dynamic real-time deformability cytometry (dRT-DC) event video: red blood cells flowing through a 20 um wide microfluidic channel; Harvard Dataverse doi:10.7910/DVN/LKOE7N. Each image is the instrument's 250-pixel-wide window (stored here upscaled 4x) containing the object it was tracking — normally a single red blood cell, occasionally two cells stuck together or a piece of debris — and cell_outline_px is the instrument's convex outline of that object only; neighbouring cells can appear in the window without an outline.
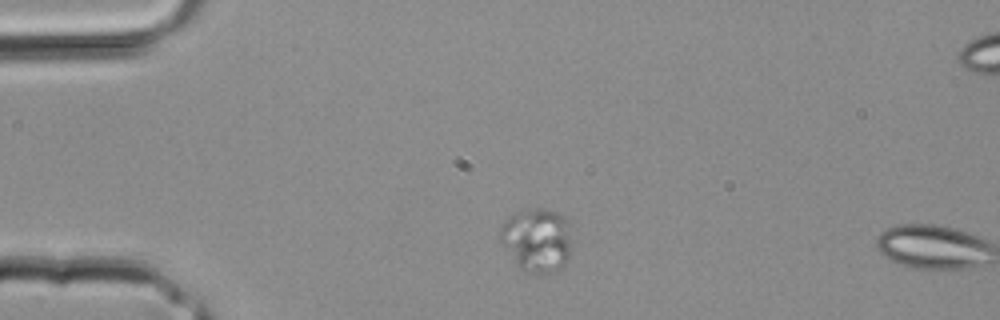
{"species": "common noctule bat (a hibernating species)", "species_latin": "Nyctalus noctula", "temperature_condition": "room temperature", "stored_images_in_passage": 2, "segment_of_instrument_passage": [1, 2], "camera_frame_rate_fps": 3000, "um_per_image_px": 0.085, "animal": {"sex": "male", "body_mass_g": 20.4}, "frame": {"image": 1, "passage_image": 1, "time_ms": 0.0, "image_size_px": [1000, 320], "cell_outline_px": [[572, 248], [568, 260], [556, 272], [524, 272], [516, 264], [496, 236], [500, 228], [508, 216], [512, 212], [520, 208], [544, 208], [560, 212], [568, 220]], "centroid_in_image_um": [45.62, 20.34], "position_along_channel_um": 39.4, "area_um2": 27.46}}